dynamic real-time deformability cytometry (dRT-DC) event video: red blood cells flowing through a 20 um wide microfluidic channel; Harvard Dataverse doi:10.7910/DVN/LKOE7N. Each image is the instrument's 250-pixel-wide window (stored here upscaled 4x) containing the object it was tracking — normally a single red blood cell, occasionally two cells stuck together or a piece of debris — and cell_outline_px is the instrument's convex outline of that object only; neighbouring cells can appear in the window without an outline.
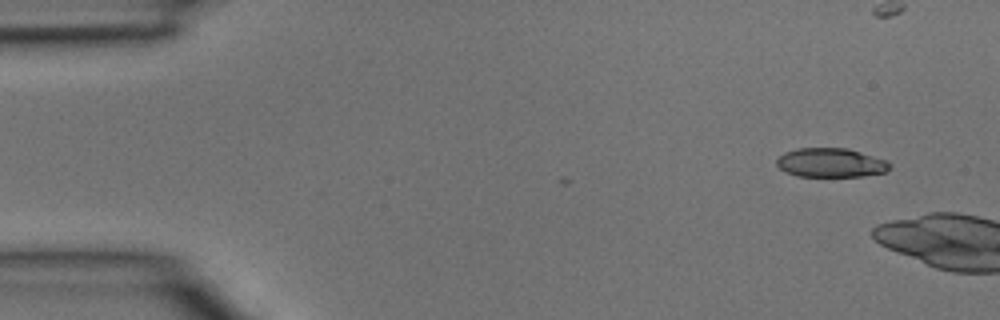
{"species": "common noctule bat (a hibernating species)", "species_latin": "Nyctalus noctula", "temperature_condition": "room temperature", "stored_images_in_passage": 3, "camera_frame_rate_fps": 3000, "um_per_image_px": 0.085, "animal": {"sex": "male", "body_mass_g": 15.6}, "frame": {"image": 1, "passage_image": 1, "time_ms": 0.0, "image_size_px": [1000, 320], "cell_outline_px": [[892, 164], [884, 172], [864, 176], [796, 176], [780, 168], [776, 164], [776, 160], [784, 152], [800, 148], [848, 148], [888, 160]], "centroid_in_image_um": [70.64, 13.82], "position_along_channel_um": 14.4, "area_um2": 19.13}}